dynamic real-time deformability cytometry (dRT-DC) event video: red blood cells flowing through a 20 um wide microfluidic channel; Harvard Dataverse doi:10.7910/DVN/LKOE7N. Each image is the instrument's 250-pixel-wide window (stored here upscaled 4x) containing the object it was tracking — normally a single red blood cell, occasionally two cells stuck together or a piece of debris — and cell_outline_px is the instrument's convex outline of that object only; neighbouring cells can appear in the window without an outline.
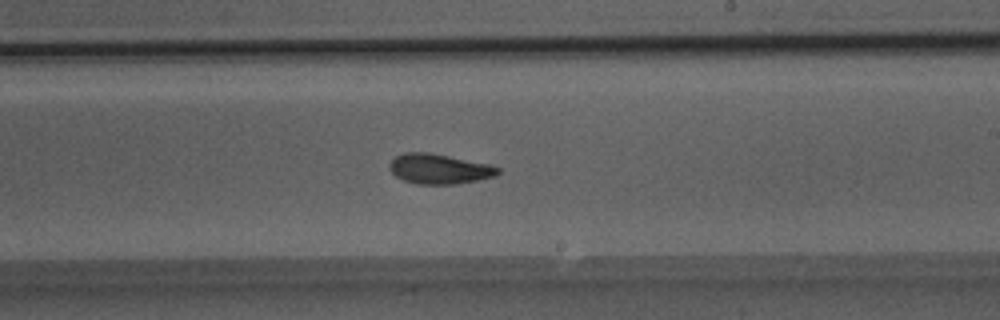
{"species": "Egyptian fruit bat (a non-hibernating species)", "species_latin": "Rousettus aegyptiacus", "temperature_condition": "room temperature", "stored_images_in_passage": 35, "camera_frame_rate_fps": 3000, "um_per_image_px": 0.085, "animal": {"sex": "male"}, "frame": {"image": 1, "passage_image": 14, "time_ms": 4.333, "image_size_px": [1000, 320], "cell_outline_px": [[500, 172], [496, 176], [476, 180], [452, 184], [416, 184], [404, 180], [396, 176], [388, 168], [388, 164], [396, 156], [404, 152], [428, 152], [492, 164], [500, 168]], "centroid_in_image_um": [37.34, 14.34], "position_along_channel_um": 251.7, "area_um2": 19.02}}
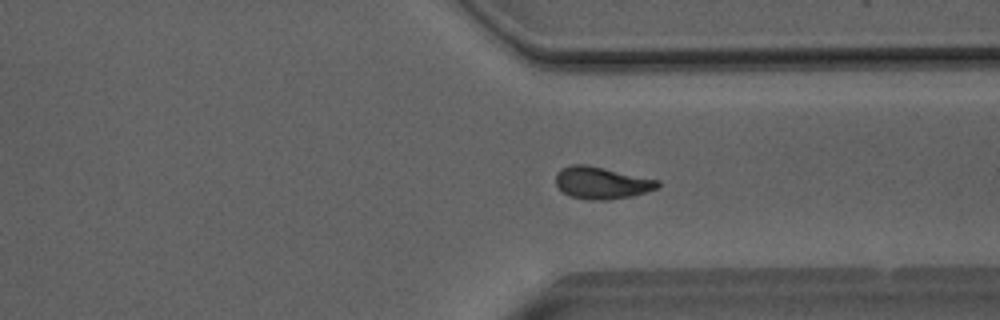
{"frame": {"image": 2, "passage_image": 22, "time_ms": 7.0, "image_size_px": [1000, 320], "cell_outline_px": [[660, 188], [648, 192], [632, 196], [604, 200], [588, 200], [572, 196], [564, 192], [556, 184], [556, 172], [560, 168], [568, 164], [588, 164], [660, 180]], "centroid_in_image_um": [51.17, 15.52], "position_along_channel_um": 360.2, "area_um2": 19.36}}
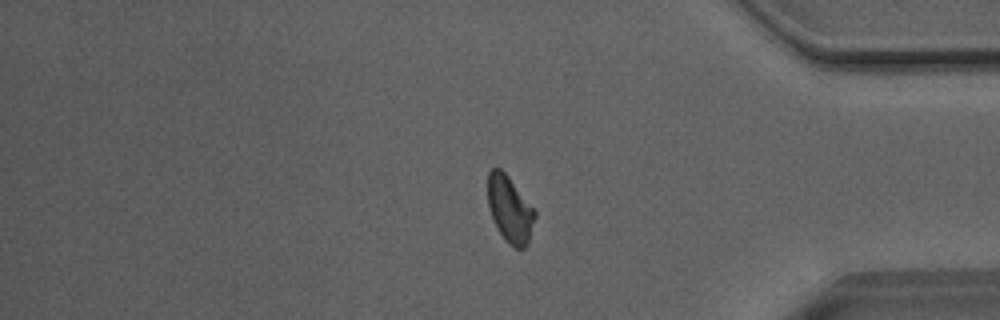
{"frame": {"image": 3, "passage_image": 26, "time_ms": 8.333, "image_size_px": [1000, 320], "cell_outline_px": [[536, 216], [528, 244], [524, 248], [512, 248], [504, 240], [496, 228], [488, 204], [488, 172], [492, 168], [500, 168], [508, 176], [536, 212]], "centroid_in_image_um": [43.33, 17.83], "position_along_channel_um": 391.9, "area_um2": 18.21}}